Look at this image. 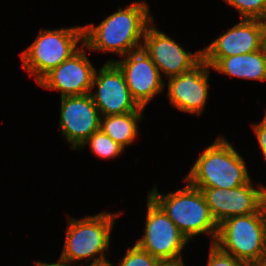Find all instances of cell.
Masks as SVG:
<instances>
[{"label": "cell", "mask_w": 266, "mask_h": 266, "mask_svg": "<svg viewBox=\"0 0 266 266\" xmlns=\"http://www.w3.org/2000/svg\"><path fill=\"white\" fill-rule=\"evenodd\" d=\"M155 20L146 1L138 0L109 14L98 25H83L86 50L120 57L141 49L147 26Z\"/></svg>", "instance_id": "obj_1"}, {"label": "cell", "mask_w": 266, "mask_h": 266, "mask_svg": "<svg viewBox=\"0 0 266 266\" xmlns=\"http://www.w3.org/2000/svg\"><path fill=\"white\" fill-rule=\"evenodd\" d=\"M120 260L114 266H158L161 262L158 258L141 249L136 243L129 247Z\"/></svg>", "instance_id": "obj_20"}, {"label": "cell", "mask_w": 266, "mask_h": 266, "mask_svg": "<svg viewBox=\"0 0 266 266\" xmlns=\"http://www.w3.org/2000/svg\"><path fill=\"white\" fill-rule=\"evenodd\" d=\"M81 266H114V264L109 261V260H105L102 262H98V263H91V264H82Z\"/></svg>", "instance_id": "obj_26"}, {"label": "cell", "mask_w": 266, "mask_h": 266, "mask_svg": "<svg viewBox=\"0 0 266 266\" xmlns=\"http://www.w3.org/2000/svg\"><path fill=\"white\" fill-rule=\"evenodd\" d=\"M146 200L143 235L135 243L160 261L183 259L182 251L189 241L148 195Z\"/></svg>", "instance_id": "obj_7"}, {"label": "cell", "mask_w": 266, "mask_h": 266, "mask_svg": "<svg viewBox=\"0 0 266 266\" xmlns=\"http://www.w3.org/2000/svg\"><path fill=\"white\" fill-rule=\"evenodd\" d=\"M235 8L240 18L266 21V0H223Z\"/></svg>", "instance_id": "obj_19"}, {"label": "cell", "mask_w": 266, "mask_h": 266, "mask_svg": "<svg viewBox=\"0 0 266 266\" xmlns=\"http://www.w3.org/2000/svg\"><path fill=\"white\" fill-rule=\"evenodd\" d=\"M120 212L102 211L79 219L68 215L59 260L76 266L108 260L106 253L110 252L111 233ZM81 260L85 263H80Z\"/></svg>", "instance_id": "obj_2"}, {"label": "cell", "mask_w": 266, "mask_h": 266, "mask_svg": "<svg viewBox=\"0 0 266 266\" xmlns=\"http://www.w3.org/2000/svg\"><path fill=\"white\" fill-rule=\"evenodd\" d=\"M56 261L57 262H46V261L41 262L40 260H37V261L34 260V263H37L39 266H76V265L62 262L59 259Z\"/></svg>", "instance_id": "obj_23"}, {"label": "cell", "mask_w": 266, "mask_h": 266, "mask_svg": "<svg viewBox=\"0 0 266 266\" xmlns=\"http://www.w3.org/2000/svg\"><path fill=\"white\" fill-rule=\"evenodd\" d=\"M211 67L201 58L181 75L167 79V98L177 110L201 116L204 113L209 96V78Z\"/></svg>", "instance_id": "obj_9"}, {"label": "cell", "mask_w": 266, "mask_h": 266, "mask_svg": "<svg viewBox=\"0 0 266 266\" xmlns=\"http://www.w3.org/2000/svg\"><path fill=\"white\" fill-rule=\"evenodd\" d=\"M95 87L97 91L93 90ZM89 95L101 116L131 113L140 108L130 94L124 73L115 62L107 61L100 69L96 68Z\"/></svg>", "instance_id": "obj_8"}, {"label": "cell", "mask_w": 266, "mask_h": 266, "mask_svg": "<svg viewBox=\"0 0 266 266\" xmlns=\"http://www.w3.org/2000/svg\"><path fill=\"white\" fill-rule=\"evenodd\" d=\"M265 51H266V32H265V35H264V45H263Z\"/></svg>", "instance_id": "obj_28"}, {"label": "cell", "mask_w": 266, "mask_h": 266, "mask_svg": "<svg viewBox=\"0 0 266 266\" xmlns=\"http://www.w3.org/2000/svg\"><path fill=\"white\" fill-rule=\"evenodd\" d=\"M89 146L90 152L101 159L109 160L119 157L124 148L117 144L111 137L106 135L101 129L94 132L78 150H84Z\"/></svg>", "instance_id": "obj_18"}, {"label": "cell", "mask_w": 266, "mask_h": 266, "mask_svg": "<svg viewBox=\"0 0 266 266\" xmlns=\"http://www.w3.org/2000/svg\"><path fill=\"white\" fill-rule=\"evenodd\" d=\"M145 108L121 115L101 116L100 129L124 149L131 145L139 134V122L145 119Z\"/></svg>", "instance_id": "obj_17"}, {"label": "cell", "mask_w": 266, "mask_h": 266, "mask_svg": "<svg viewBox=\"0 0 266 266\" xmlns=\"http://www.w3.org/2000/svg\"><path fill=\"white\" fill-rule=\"evenodd\" d=\"M184 182V187L166 194L159 192L155 183L147 195L173 221L189 242L196 236L207 234L211 239L210 244H214L218 224L211 215L205 196L201 189L191 186L185 180Z\"/></svg>", "instance_id": "obj_4"}, {"label": "cell", "mask_w": 266, "mask_h": 266, "mask_svg": "<svg viewBox=\"0 0 266 266\" xmlns=\"http://www.w3.org/2000/svg\"><path fill=\"white\" fill-rule=\"evenodd\" d=\"M245 266H266V257L246 262Z\"/></svg>", "instance_id": "obj_25"}, {"label": "cell", "mask_w": 266, "mask_h": 266, "mask_svg": "<svg viewBox=\"0 0 266 266\" xmlns=\"http://www.w3.org/2000/svg\"><path fill=\"white\" fill-rule=\"evenodd\" d=\"M261 209H262L264 219H265V224H266V195L262 201Z\"/></svg>", "instance_id": "obj_27"}, {"label": "cell", "mask_w": 266, "mask_h": 266, "mask_svg": "<svg viewBox=\"0 0 266 266\" xmlns=\"http://www.w3.org/2000/svg\"><path fill=\"white\" fill-rule=\"evenodd\" d=\"M206 266H245V263L222 252L216 245L210 244Z\"/></svg>", "instance_id": "obj_21"}, {"label": "cell", "mask_w": 266, "mask_h": 266, "mask_svg": "<svg viewBox=\"0 0 266 266\" xmlns=\"http://www.w3.org/2000/svg\"><path fill=\"white\" fill-rule=\"evenodd\" d=\"M218 74L238 79L266 82V51H258L230 57H202Z\"/></svg>", "instance_id": "obj_16"}, {"label": "cell", "mask_w": 266, "mask_h": 266, "mask_svg": "<svg viewBox=\"0 0 266 266\" xmlns=\"http://www.w3.org/2000/svg\"><path fill=\"white\" fill-rule=\"evenodd\" d=\"M242 155L222 135L199 155L185 181L195 188L232 189L251 180Z\"/></svg>", "instance_id": "obj_3"}, {"label": "cell", "mask_w": 266, "mask_h": 266, "mask_svg": "<svg viewBox=\"0 0 266 266\" xmlns=\"http://www.w3.org/2000/svg\"><path fill=\"white\" fill-rule=\"evenodd\" d=\"M59 129L72 150L100 129L101 114L88 94L60 97Z\"/></svg>", "instance_id": "obj_10"}, {"label": "cell", "mask_w": 266, "mask_h": 266, "mask_svg": "<svg viewBox=\"0 0 266 266\" xmlns=\"http://www.w3.org/2000/svg\"><path fill=\"white\" fill-rule=\"evenodd\" d=\"M158 266H186L183 259L176 261H161Z\"/></svg>", "instance_id": "obj_24"}, {"label": "cell", "mask_w": 266, "mask_h": 266, "mask_svg": "<svg viewBox=\"0 0 266 266\" xmlns=\"http://www.w3.org/2000/svg\"><path fill=\"white\" fill-rule=\"evenodd\" d=\"M201 189L211 215L219 225L224 220L249 215L261 209L266 195V186L259 183L257 187L250 180L247 184L232 188H198Z\"/></svg>", "instance_id": "obj_13"}, {"label": "cell", "mask_w": 266, "mask_h": 266, "mask_svg": "<svg viewBox=\"0 0 266 266\" xmlns=\"http://www.w3.org/2000/svg\"><path fill=\"white\" fill-rule=\"evenodd\" d=\"M154 20L147 26L142 48L166 79L181 75L202 58V49L186 51L174 38L156 28Z\"/></svg>", "instance_id": "obj_12"}, {"label": "cell", "mask_w": 266, "mask_h": 266, "mask_svg": "<svg viewBox=\"0 0 266 266\" xmlns=\"http://www.w3.org/2000/svg\"><path fill=\"white\" fill-rule=\"evenodd\" d=\"M124 73L132 98L140 107L147 105L165 89V80L157 66L143 48L132 51L123 58L110 59Z\"/></svg>", "instance_id": "obj_11"}, {"label": "cell", "mask_w": 266, "mask_h": 266, "mask_svg": "<svg viewBox=\"0 0 266 266\" xmlns=\"http://www.w3.org/2000/svg\"><path fill=\"white\" fill-rule=\"evenodd\" d=\"M252 131L255 134L254 136L257 138V143L261 153L263 155L264 160L266 161V113L263 116V119L257 123L252 122Z\"/></svg>", "instance_id": "obj_22"}, {"label": "cell", "mask_w": 266, "mask_h": 266, "mask_svg": "<svg viewBox=\"0 0 266 266\" xmlns=\"http://www.w3.org/2000/svg\"><path fill=\"white\" fill-rule=\"evenodd\" d=\"M266 21L240 18L202 49V57H230L263 48Z\"/></svg>", "instance_id": "obj_15"}, {"label": "cell", "mask_w": 266, "mask_h": 266, "mask_svg": "<svg viewBox=\"0 0 266 266\" xmlns=\"http://www.w3.org/2000/svg\"><path fill=\"white\" fill-rule=\"evenodd\" d=\"M214 245L244 263L266 257V224L262 209L221 222Z\"/></svg>", "instance_id": "obj_6"}, {"label": "cell", "mask_w": 266, "mask_h": 266, "mask_svg": "<svg viewBox=\"0 0 266 266\" xmlns=\"http://www.w3.org/2000/svg\"><path fill=\"white\" fill-rule=\"evenodd\" d=\"M83 45L70 58L47 73L37 84L45 90L58 91L60 97L88 94L96 67Z\"/></svg>", "instance_id": "obj_14"}, {"label": "cell", "mask_w": 266, "mask_h": 266, "mask_svg": "<svg viewBox=\"0 0 266 266\" xmlns=\"http://www.w3.org/2000/svg\"><path fill=\"white\" fill-rule=\"evenodd\" d=\"M81 44V45H79ZM83 26L41 29L20 53L22 67L38 83L83 46Z\"/></svg>", "instance_id": "obj_5"}]
</instances>
